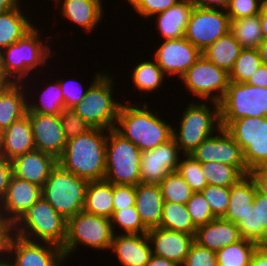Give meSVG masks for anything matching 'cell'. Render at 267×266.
I'll return each instance as SVG.
<instances>
[{
	"label": "cell",
	"instance_id": "60",
	"mask_svg": "<svg viewBox=\"0 0 267 266\" xmlns=\"http://www.w3.org/2000/svg\"><path fill=\"white\" fill-rule=\"evenodd\" d=\"M146 266H181V265L171 260H168L164 257H160L153 254L150 261L146 264Z\"/></svg>",
	"mask_w": 267,
	"mask_h": 266
},
{
	"label": "cell",
	"instance_id": "8",
	"mask_svg": "<svg viewBox=\"0 0 267 266\" xmlns=\"http://www.w3.org/2000/svg\"><path fill=\"white\" fill-rule=\"evenodd\" d=\"M88 182L57 164L42 187V197L68 220L83 211Z\"/></svg>",
	"mask_w": 267,
	"mask_h": 266
},
{
	"label": "cell",
	"instance_id": "17",
	"mask_svg": "<svg viewBox=\"0 0 267 266\" xmlns=\"http://www.w3.org/2000/svg\"><path fill=\"white\" fill-rule=\"evenodd\" d=\"M181 152L175 139L143 151L140 160L141 183L159 184L170 172L177 171Z\"/></svg>",
	"mask_w": 267,
	"mask_h": 266
},
{
	"label": "cell",
	"instance_id": "56",
	"mask_svg": "<svg viewBox=\"0 0 267 266\" xmlns=\"http://www.w3.org/2000/svg\"><path fill=\"white\" fill-rule=\"evenodd\" d=\"M194 7L226 10L230 0H190Z\"/></svg>",
	"mask_w": 267,
	"mask_h": 266
},
{
	"label": "cell",
	"instance_id": "14",
	"mask_svg": "<svg viewBox=\"0 0 267 266\" xmlns=\"http://www.w3.org/2000/svg\"><path fill=\"white\" fill-rule=\"evenodd\" d=\"M229 31L230 18L226 10L194 7L184 37L203 52Z\"/></svg>",
	"mask_w": 267,
	"mask_h": 266
},
{
	"label": "cell",
	"instance_id": "49",
	"mask_svg": "<svg viewBox=\"0 0 267 266\" xmlns=\"http://www.w3.org/2000/svg\"><path fill=\"white\" fill-rule=\"evenodd\" d=\"M182 266H218L216 252L194 242Z\"/></svg>",
	"mask_w": 267,
	"mask_h": 266
},
{
	"label": "cell",
	"instance_id": "20",
	"mask_svg": "<svg viewBox=\"0 0 267 266\" xmlns=\"http://www.w3.org/2000/svg\"><path fill=\"white\" fill-rule=\"evenodd\" d=\"M154 255L183 265L190 247L195 242L194 236L187 233L155 228L147 232Z\"/></svg>",
	"mask_w": 267,
	"mask_h": 266
},
{
	"label": "cell",
	"instance_id": "66",
	"mask_svg": "<svg viewBox=\"0 0 267 266\" xmlns=\"http://www.w3.org/2000/svg\"><path fill=\"white\" fill-rule=\"evenodd\" d=\"M0 224H7L0 218Z\"/></svg>",
	"mask_w": 267,
	"mask_h": 266
},
{
	"label": "cell",
	"instance_id": "24",
	"mask_svg": "<svg viewBox=\"0 0 267 266\" xmlns=\"http://www.w3.org/2000/svg\"><path fill=\"white\" fill-rule=\"evenodd\" d=\"M239 228L235 223L223 218H215L196 229L194 241L214 252L241 240Z\"/></svg>",
	"mask_w": 267,
	"mask_h": 266
},
{
	"label": "cell",
	"instance_id": "6",
	"mask_svg": "<svg viewBox=\"0 0 267 266\" xmlns=\"http://www.w3.org/2000/svg\"><path fill=\"white\" fill-rule=\"evenodd\" d=\"M11 229L13 234L26 240L51 243L62 248L67 235V220L41 197Z\"/></svg>",
	"mask_w": 267,
	"mask_h": 266
},
{
	"label": "cell",
	"instance_id": "7",
	"mask_svg": "<svg viewBox=\"0 0 267 266\" xmlns=\"http://www.w3.org/2000/svg\"><path fill=\"white\" fill-rule=\"evenodd\" d=\"M113 236L111 219L82 211L67 220V235L62 250L66 260L71 254L75 255L80 246L109 252Z\"/></svg>",
	"mask_w": 267,
	"mask_h": 266
},
{
	"label": "cell",
	"instance_id": "9",
	"mask_svg": "<svg viewBox=\"0 0 267 266\" xmlns=\"http://www.w3.org/2000/svg\"><path fill=\"white\" fill-rule=\"evenodd\" d=\"M141 154L136 145L115 129L108 130L104 180L114 185L136 186L141 183Z\"/></svg>",
	"mask_w": 267,
	"mask_h": 266
},
{
	"label": "cell",
	"instance_id": "26",
	"mask_svg": "<svg viewBox=\"0 0 267 266\" xmlns=\"http://www.w3.org/2000/svg\"><path fill=\"white\" fill-rule=\"evenodd\" d=\"M193 9L194 5L190 0H180L166 11L151 17L156 19L154 22L162 38L160 40L184 38Z\"/></svg>",
	"mask_w": 267,
	"mask_h": 266
},
{
	"label": "cell",
	"instance_id": "27",
	"mask_svg": "<svg viewBox=\"0 0 267 266\" xmlns=\"http://www.w3.org/2000/svg\"><path fill=\"white\" fill-rule=\"evenodd\" d=\"M163 204L164 200L158 184L136 185L135 206L147 230L161 227Z\"/></svg>",
	"mask_w": 267,
	"mask_h": 266
},
{
	"label": "cell",
	"instance_id": "12",
	"mask_svg": "<svg viewBox=\"0 0 267 266\" xmlns=\"http://www.w3.org/2000/svg\"><path fill=\"white\" fill-rule=\"evenodd\" d=\"M186 90L199 101L219 103L227 91L229 73L203 55L179 79Z\"/></svg>",
	"mask_w": 267,
	"mask_h": 266
},
{
	"label": "cell",
	"instance_id": "42",
	"mask_svg": "<svg viewBox=\"0 0 267 266\" xmlns=\"http://www.w3.org/2000/svg\"><path fill=\"white\" fill-rule=\"evenodd\" d=\"M178 173L184 178L194 192H201L207 181L201 170V163L190 154L181 156Z\"/></svg>",
	"mask_w": 267,
	"mask_h": 266
},
{
	"label": "cell",
	"instance_id": "67",
	"mask_svg": "<svg viewBox=\"0 0 267 266\" xmlns=\"http://www.w3.org/2000/svg\"><path fill=\"white\" fill-rule=\"evenodd\" d=\"M1 137H2V130L0 129V141H1Z\"/></svg>",
	"mask_w": 267,
	"mask_h": 266
},
{
	"label": "cell",
	"instance_id": "37",
	"mask_svg": "<svg viewBox=\"0 0 267 266\" xmlns=\"http://www.w3.org/2000/svg\"><path fill=\"white\" fill-rule=\"evenodd\" d=\"M260 245L242 238L216 252L218 266H250L253 253Z\"/></svg>",
	"mask_w": 267,
	"mask_h": 266
},
{
	"label": "cell",
	"instance_id": "29",
	"mask_svg": "<svg viewBox=\"0 0 267 266\" xmlns=\"http://www.w3.org/2000/svg\"><path fill=\"white\" fill-rule=\"evenodd\" d=\"M22 4H18L15 8L0 14V52L8 46L16 43L35 25L34 20L27 17L26 9L20 8ZM31 20V21H29Z\"/></svg>",
	"mask_w": 267,
	"mask_h": 266
},
{
	"label": "cell",
	"instance_id": "63",
	"mask_svg": "<svg viewBox=\"0 0 267 266\" xmlns=\"http://www.w3.org/2000/svg\"><path fill=\"white\" fill-rule=\"evenodd\" d=\"M258 51L262 59V64L267 65V41H262L259 44Z\"/></svg>",
	"mask_w": 267,
	"mask_h": 266
},
{
	"label": "cell",
	"instance_id": "46",
	"mask_svg": "<svg viewBox=\"0 0 267 266\" xmlns=\"http://www.w3.org/2000/svg\"><path fill=\"white\" fill-rule=\"evenodd\" d=\"M130 4L133 11L140 15V18L149 20L151 17L166 11L180 0H125Z\"/></svg>",
	"mask_w": 267,
	"mask_h": 266
},
{
	"label": "cell",
	"instance_id": "5",
	"mask_svg": "<svg viewBox=\"0 0 267 266\" xmlns=\"http://www.w3.org/2000/svg\"><path fill=\"white\" fill-rule=\"evenodd\" d=\"M105 72L89 87L85 97L74 110L92 128L115 129L123 102L114 98V73ZM108 72V73H107Z\"/></svg>",
	"mask_w": 267,
	"mask_h": 266
},
{
	"label": "cell",
	"instance_id": "48",
	"mask_svg": "<svg viewBox=\"0 0 267 266\" xmlns=\"http://www.w3.org/2000/svg\"><path fill=\"white\" fill-rule=\"evenodd\" d=\"M263 0H230L226 12L230 20L252 17L260 14Z\"/></svg>",
	"mask_w": 267,
	"mask_h": 266
},
{
	"label": "cell",
	"instance_id": "53",
	"mask_svg": "<svg viewBox=\"0 0 267 266\" xmlns=\"http://www.w3.org/2000/svg\"><path fill=\"white\" fill-rule=\"evenodd\" d=\"M13 175L12 161L0 155V201L5 197Z\"/></svg>",
	"mask_w": 267,
	"mask_h": 266
},
{
	"label": "cell",
	"instance_id": "4",
	"mask_svg": "<svg viewBox=\"0 0 267 266\" xmlns=\"http://www.w3.org/2000/svg\"><path fill=\"white\" fill-rule=\"evenodd\" d=\"M183 111L178 118L179 127L173 125V138L183 154H191L204 140L222 128L220 107L217 102L206 103L194 98Z\"/></svg>",
	"mask_w": 267,
	"mask_h": 266
},
{
	"label": "cell",
	"instance_id": "47",
	"mask_svg": "<svg viewBox=\"0 0 267 266\" xmlns=\"http://www.w3.org/2000/svg\"><path fill=\"white\" fill-rule=\"evenodd\" d=\"M59 116L67 140L85 134L92 129V127L72 109H64Z\"/></svg>",
	"mask_w": 267,
	"mask_h": 266
},
{
	"label": "cell",
	"instance_id": "19",
	"mask_svg": "<svg viewBox=\"0 0 267 266\" xmlns=\"http://www.w3.org/2000/svg\"><path fill=\"white\" fill-rule=\"evenodd\" d=\"M31 123L36 150L52 155L57 160L63 154L67 139L60 116L27 113Z\"/></svg>",
	"mask_w": 267,
	"mask_h": 266
},
{
	"label": "cell",
	"instance_id": "13",
	"mask_svg": "<svg viewBox=\"0 0 267 266\" xmlns=\"http://www.w3.org/2000/svg\"><path fill=\"white\" fill-rule=\"evenodd\" d=\"M66 258L61 247L21 238L12 232L6 245L8 266H64Z\"/></svg>",
	"mask_w": 267,
	"mask_h": 266
},
{
	"label": "cell",
	"instance_id": "55",
	"mask_svg": "<svg viewBox=\"0 0 267 266\" xmlns=\"http://www.w3.org/2000/svg\"><path fill=\"white\" fill-rule=\"evenodd\" d=\"M247 84L257 87H267V65L261 64L254 74L251 75Z\"/></svg>",
	"mask_w": 267,
	"mask_h": 266
},
{
	"label": "cell",
	"instance_id": "51",
	"mask_svg": "<svg viewBox=\"0 0 267 266\" xmlns=\"http://www.w3.org/2000/svg\"><path fill=\"white\" fill-rule=\"evenodd\" d=\"M136 186L113 184V210L135 206Z\"/></svg>",
	"mask_w": 267,
	"mask_h": 266
},
{
	"label": "cell",
	"instance_id": "11",
	"mask_svg": "<svg viewBox=\"0 0 267 266\" xmlns=\"http://www.w3.org/2000/svg\"><path fill=\"white\" fill-rule=\"evenodd\" d=\"M225 130L241 147L249 170L267 166V117H244L232 121Z\"/></svg>",
	"mask_w": 267,
	"mask_h": 266
},
{
	"label": "cell",
	"instance_id": "38",
	"mask_svg": "<svg viewBox=\"0 0 267 266\" xmlns=\"http://www.w3.org/2000/svg\"><path fill=\"white\" fill-rule=\"evenodd\" d=\"M261 64L258 48H243L229 73V81L247 83Z\"/></svg>",
	"mask_w": 267,
	"mask_h": 266
},
{
	"label": "cell",
	"instance_id": "50",
	"mask_svg": "<svg viewBox=\"0 0 267 266\" xmlns=\"http://www.w3.org/2000/svg\"><path fill=\"white\" fill-rule=\"evenodd\" d=\"M236 226L239 228L241 237L259 244V227L257 217V207L253 203L247 213L240 217Z\"/></svg>",
	"mask_w": 267,
	"mask_h": 266
},
{
	"label": "cell",
	"instance_id": "2",
	"mask_svg": "<svg viewBox=\"0 0 267 266\" xmlns=\"http://www.w3.org/2000/svg\"><path fill=\"white\" fill-rule=\"evenodd\" d=\"M107 137L108 130L92 128L85 134L67 140L58 164L87 181L104 180Z\"/></svg>",
	"mask_w": 267,
	"mask_h": 266
},
{
	"label": "cell",
	"instance_id": "22",
	"mask_svg": "<svg viewBox=\"0 0 267 266\" xmlns=\"http://www.w3.org/2000/svg\"><path fill=\"white\" fill-rule=\"evenodd\" d=\"M110 252L120 266H146L153 255L148 234H114Z\"/></svg>",
	"mask_w": 267,
	"mask_h": 266
},
{
	"label": "cell",
	"instance_id": "57",
	"mask_svg": "<svg viewBox=\"0 0 267 266\" xmlns=\"http://www.w3.org/2000/svg\"><path fill=\"white\" fill-rule=\"evenodd\" d=\"M11 232L12 229L8 224H0V263L6 261V245Z\"/></svg>",
	"mask_w": 267,
	"mask_h": 266
},
{
	"label": "cell",
	"instance_id": "59",
	"mask_svg": "<svg viewBox=\"0 0 267 266\" xmlns=\"http://www.w3.org/2000/svg\"><path fill=\"white\" fill-rule=\"evenodd\" d=\"M15 82L6 73L3 61L0 55V90L11 87Z\"/></svg>",
	"mask_w": 267,
	"mask_h": 266
},
{
	"label": "cell",
	"instance_id": "3",
	"mask_svg": "<svg viewBox=\"0 0 267 266\" xmlns=\"http://www.w3.org/2000/svg\"><path fill=\"white\" fill-rule=\"evenodd\" d=\"M41 32L35 25L16 43L0 52L5 71L15 83L31 82L29 76L31 77L35 71L36 76L37 71L40 72L38 75L42 74L41 71L45 69L48 59L56 56L51 44H48L51 35L46 36L44 40Z\"/></svg>",
	"mask_w": 267,
	"mask_h": 266
},
{
	"label": "cell",
	"instance_id": "32",
	"mask_svg": "<svg viewBox=\"0 0 267 266\" xmlns=\"http://www.w3.org/2000/svg\"><path fill=\"white\" fill-rule=\"evenodd\" d=\"M83 211L111 219L113 216V184L106 180L89 181Z\"/></svg>",
	"mask_w": 267,
	"mask_h": 266
},
{
	"label": "cell",
	"instance_id": "64",
	"mask_svg": "<svg viewBox=\"0 0 267 266\" xmlns=\"http://www.w3.org/2000/svg\"><path fill=\"white\" fill-rule=\"evenodd\" d=\"M263 8L267 11V0H263Z\"/></svg>",
	"mask_w": 267,
	"mask_h": 266
},
{
	"label": "cell",
	"instance_id": "16",
	"mask_svg": "<svg viewBox=\"0 0 267 266\" xmlns=\"http://www.w3.org/2000/svg\"><path fill=\"white\" fill-rule=\"evenodd\" d=\"M161 41L152 57L167 77L180 79L202 55L185 37Z\"/></svg>",
	"mask_w": 267,
	"mask_h": 266
},
{
	"label": "cell",
	"instance_id": "58",
	"mask_svg": "<svg viewBox=\"0 0 267 266\" xmlns=\"http://www.w3.org/2000/svg\"><path fill=\"white\" fill-rule=\"evenodd\" d=\"M250 266H267V246L260 245L253 253Z\"/></svg>",
	"mask_w": 267,
	"mask_h": 266
},
{
	"label": "cell",
	"instance_id": "36",
	"mask_svg": "<svg viewBox=\"0 0 267 266\" xmlns=\"http://www.w3.org/2000/svg\"><path fill=\"white\" fill-rule=\"evenodd\" d=\"M161 228L195 235L194 225L186 204L164 201Z\"/></svg>",
	"mask_w": 267,
	"mask_h": 266
},
{
	"label": "cell",
	"instance_id": "31",
	"mask_svg": "<svg viewBox=\"0 0 267 266\" xmlns=\"http://www.w3.org/2000/svg\"><path fill=\"white\" fill-rule=\"evenodd\" d=\"M257 187L250 174L230 186L229 207L223 219L237 223L250 209Z\"/></svg>",
	"mask_w": 267,
	"mask_h": 266
},
{
	"label": "cell",
	"instance_id": "40",
	"mask_svg": "<svg viewBox=\"0 0 267 266\" xmlns=\"http://www.w3.org/2000/svg\"><path fill=\"white\" fill-rule=\"evenodd\" d=\"M201 170L210 185L230 187L243 177L235 167L221 162L201 163Z\"/></svg>",
	"mask_w": 267,
	"mask_h": 266
},
{
	"label": "cell",
	"instance_id": "41",
	"mask_svg": "<svg viewBox=\"0 0 267 266\" xmlns=\"http://www.w3.org/2000/svg\"><path fill=\"white\" fill-rule=\"evenodd\" d=\"M111 225L114 234H147L148 232L140 219L136 206L113 210ZM117 229L118 231H115ZM120 230L121 232H119Z\"/></svg>",
	"mask_w": 267,
	"mask_h": 266
},
{
	"label": "cell",
	"instance_id": "65",
	"mask_svg": "<svg viewBox=\"0 0 267 266\" xmlns=\"http://www.w3.org/2000/svg\"><path fill=\"white\" fill-rule=\"evenodd\" d=\"M0 266H8V264H7V262L5 261V262L0 263Z\"/></svg>",
	"mask_w": 267,
	"mask_h": 266
},
{
	"label": "cell",
	"instance_id": "62",
	"mask_svg": "<svg viewBox=\"0 0 267 266\" xmlns=\"http://www.w3.org/2000/svg\"><path fill=\"white\" fill-rule=\"evenodd\" d=\"M260 23L263 34V41H267V11L262 8L260 12Z\"/></svg>",
	"mask_w": 267,
	"mask_h": 266
},
{
	"label": "cell",
	"instance_id": "15",
	"mask_svg": "<svg viewBox=\"0 0 267 266\" xmlns=\"http://www.w3.org/2000/svg\"><path fill=\"white\" fill-rule=\"evenodd\" d=\"M190 155L200 163L221 162L235 167L243 176L248 175L241 147L223 128L204 140Z\"/></svg>",
	"mask_w": 267,
	"mask_h": 266
},
{
	"label": "cell",
	"instance_id": "18",
	"mask_svg": "<svg viewBox=\"0 0 267 266\" xmlns=\"http://www.w3.org/2000/svg\"><path fill=\"white\" fill-rule=\"evenodd\" d=\"M42 197V187L12 175L0 201V218L12 227Z\"/></svg>",
	"mask_w": 267,
	"mask_h": 266
},
{
	"label": "cell",
	"instance_id": "1",
	"mask_svg": "<svg viewBox=\"0 0 267 266\" xmlns=\"http://www.w3.org/2000/svg\"><path fill=\"white\" fill-rule=\"evenodd\" d=\"M123 102L115 130L136 145L141 152L151 150L173 137V125L159 116L147 102ZM143 107H141V106Z\"/></svg>",
	"mask_w": 267,
	"mask_h": 266
},
{
	"label": "cell",
	"instance_id": "39",
	"mask_svg": "<svg viewBox=\"0 0 267 266\" xmlns=\"http://www.w3.org/2000/svg\"><path fill=\"white\" fill-rule=\"evenodd\" d=\"M158 185L164 201L186 204L194 193L178 171L170 172Z\"/></svg>",
	"mask_w": 267,
	"mask_h": 266
},
{
	"label": "cell",
	"instance_id": "61",
	"mask_svg": "<svg viewBox=\"0 0 267 266\" xmlns=\"http://www.w3.org/2000/svg\"><path fill=\"white\" fill-rule=\"evenodd\" d=\"M22 0H0V14L15 8Z\"/></svg>",
	"mask_w": 267,
	"mask_h": 266
},
{
	"label": "cell",
	"instance_id": "52",
	"mask_svg": "<svg viewBox=\"0 0 267 266\" xmlns=\"http://www.w3.org/2000/svg\"><path fill=\"white\" fill-rule=\"evenodd\" d=\"M254 207H257L258 227H259V245L267 244V196L258 191L253 200Z\"/></svg>",
	"mask_w": 267,
	"mask_h": 266
},
{
	"label": "cell",
	"instance_id": "45",
	"mask_svg": "<svg viewBox=\"0 0 267 266\" xmlns=\"http://www.w3.org/2000/svg\"><path fill=\"white\" fill-rule=\"evenodd\" d=\"M186 206L197 228L215 219L208 202L201 192H194Z\"/></svg>",
	"mask_w": 267,
	"mask_h": 266
},
{
	"label": "cell",
	"instance_id": "33",
	"mask_svg": "<svg viewBox=\"0 0 267 266\" xmlns=\"http://www.w3.org/2000/svg\"><path fill=\"white\" fill-rule=\"evenodd\" d=\"M242 49V46L229 31L207 47L202 55L219 68L230 73Z\"/></svg>",
	"mask_w": 267,
	"mask_h": 266
},
{
	"label": "cell",
	"instance_id": "54",
	"mask_svg": "<svg viewBox=\"0 0 267 266\" xmlns=\"http://www.w3.org/2000/svg\"><path fill=\"white\" fill-rule=\"evenodd\" d=\"M249 174L253 178L257 191L267 196V166H258L250 170Z\"/></svg>",
	"mask_w": 267,
	"mask_h": 266
},
{
	"label": "cell",
	"instance_id": "35",
	"mask_svg": "<svg viewBox=\"0 0 267 266\" xmlns=\"http://www.w3.org/2000/svg\"><path fill=\"white\" fill-rule=\"evenodd\" d=\"M230 32L242 48H258L263 41L260 14L230 20Z\"/></svg>",
	"mask_w": 267,
	"mask_h": 266
},
{
	"label": "cell",
	"instance_id": "10",
	"mask_svg": "<svg viewBox=\"0 0 267 266\" xmlns=\"http://www.w3.org/2000/svg\"><path fill=\"white\" fill-rule=\"evenodd\" d=\"M219 107L223 129L244 117H267V87L229 81Z\"/></svg>",
	"mask_w": 267,
	"mask_h": 266
},
{
	"label": "cell",
	"instance_id": "23",
	"mask_svg": "<svg viewBox=\"0 0 267 266\" xmlns=\"http://www.w3.org/2000/svg\"><path fill=\"white\" fill-rule=\"evenodd\" d=\"M58 160L52 155L33 150L12 160L13 175L43 187Z\"/></svg>",
	"mask_w": 267,
	"mask_h": 266
},
{
	"label": "cell",
	"instance_id": "25",
	"mask_svg": "<svg viewBox=\"0 0 267 266\" xmlns=\"http://www.w3.org/2000/svg\"><path fill=\"white\" fill-rule=\"evenodd\" d=\"M33 150H36V147L28 115L13 122L11 126L2 131L0 155L6 159L12 161L17 156Z\"/></svg>",
	"mask_w": 267,
	"mask_h": 266
},
{
	"label": "cell",
	"instance_id": "34",
	"mask_svg": "<svg viewBox=\"0 0 267 266\" xmlns=\"http://www.w3.org/2000/svg\"><path fill=\"white\" fill-rule=\"evenodd\" d=\"M130 73H132L130 77L132 78L133 86L139 90L138 93L140 95L160 91L159 88L161 89L166 79V75L154 59L139 61L137 65L134 64V68L131 69Z\"/></svg>",
	"mask_w": 267,
	"mask_h": 266
},
{
	"label": "cell",
	"instance_id": "44",
	"mask_svg": "<svg viewBox=\"0 0 267 266\" xmlns=\"http://www.w3.org/2000/svg\"><path fill=\"white\" fill-rule=\"evenodd\" d=\"M104 73V71H100L94 74L93 80L89 83L90 85L83 87V83H80L77 80L68 79L64 80L63 78L60 80V77L58 80L61 90H62V95L64 98V103L66 109H72L74 108L80 101L83 100V98L86 95L87 90L89 87ZM76 82V83H75Z\"/></svg>",
	"mask_w": 267,
	"mask_h": 266
},
{
	"label": "cell",
	"instance_id": "28",
	"mask_svg": "<svg viewBox=\"0 0 267 266\" xmlns=\"http://www.w3.org/2000/svg\"><path fill=\"white\" fill-rule=\"evenodd\" d=\"M26 91L23 83H14L11 87L0 90V129L2 131L27 115Z\"/></svg>",
	"mask_w": 267,
	"mask_h": 266
},
{
	"label": "cell",
	"instance_id": "43",
	"mask_svg": "<svg viewBox=\"0 0 267 266\" xmlns=\"http://www.w3.org/2000/svg\"><path fill=\"white\" fill-rule=\"evenodd\" d=\"M201 193L208 202L213 216L223 218L229 207L230 187L207 184Z\"/></svg>",
	"mask_w": 267,
	"mask_h": 266
},
{
	"label": "cell",
	"instance_id": "21",
	"mask_svg": "<svg viewBox=\"0 0 267 266\" xmlns=\"http://www.w3.org/2000/svg\"><path fill=\"white\" fill-rule=\"evenodd\" d=\"M52 3H55V9L60 10L63 19L66 18L78 28L82 27L86 33L95 31L96 26L103 21V0H53Z\"/></svg>",
	"mask_w": 267,
	"mask_h": 266
},
{
	"label": "cell",
	"instance_id": "30",
	"mask_svg": "<svg viewBox=\"0 0 267 266\" xmlns=\"http://www.w3.org/2000/svg\"><path fill=\"white\" fill-rule=\"evenodd\" d=\"M26 90H28L27 100H28V111L27 113H38V114H48V115H59L65 107L64 98L62 95V90L58 80L48 83L45 85L40 92L33 94L32 90L29 91L28 84L24 83ZM40 96H39V95ZM38 95V96H37ZM35 96V97H34ZM37 96V98H36ZM33 98V99H32ZM30 100H35L30 101ZM30 101V102H29ZM32 102V103H31Z\"/></svg>",
	"mask_w": 267,
	"mask_h": 266
}]
</instances>
